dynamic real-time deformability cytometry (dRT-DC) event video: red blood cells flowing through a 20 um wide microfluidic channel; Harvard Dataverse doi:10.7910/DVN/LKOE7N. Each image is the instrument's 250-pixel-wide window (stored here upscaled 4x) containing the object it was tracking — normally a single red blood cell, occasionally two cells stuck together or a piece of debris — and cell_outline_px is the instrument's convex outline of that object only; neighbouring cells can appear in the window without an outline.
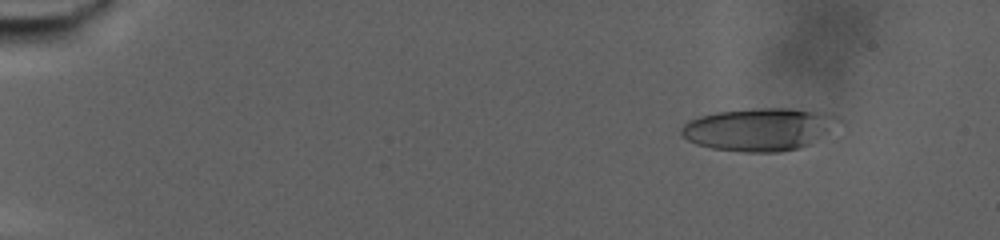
{"species": "human", "species_latin": "Homo sapiens", "temperature_condition": "warm", "stored_images_in_passage": 74, "camera_frame_rate_fps": 3000, "um_per_image_px": 0.085, "donor": {"sex": "male"}, "frame": {"image": 1, "passage_image": 5, "time_ms": 1.333, "image_size_px": [1000, 240], "cell_outline_px": [[840, 120], [812, 144], [800, 148], [780, 152], [744, 152], [712, 148], [696, 144], [688, 140], [680, 132], [680, 128], [688, 120], [700, 116], [716, 112], [760, 108], [788, 108], [824, 112], [836, 116]], "centroid_in_image_um": [64.49, 10.99], "position_along_channel_um": 20.5, "area_um2": 38.9}}
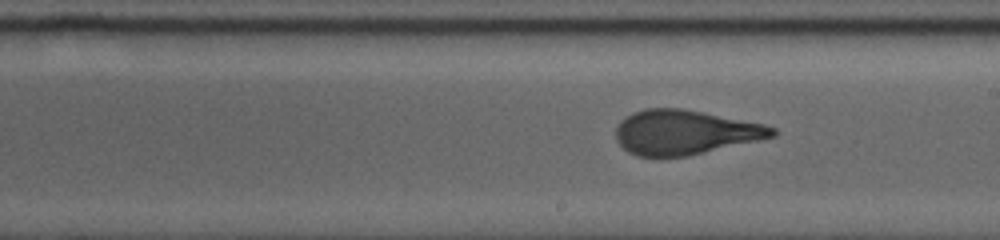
{"frame": {"image": 2, "passage_image": 43, "time_ms": 14.0, "image_size_px": [1000, 240], "cell_outline_px": [[776, 136], [760, 140], [688, 156], [636, 156], [628, 152], [616, 140], [616, 128], [620, 120], [632, 112], [644, 108], [680, 108], [704, 112], [764, 124], [776, 128]], "centroid_in_image_um": [58.21, 11.24], "position_along_channel_um": 230.8, "area_um2": 40.69}}
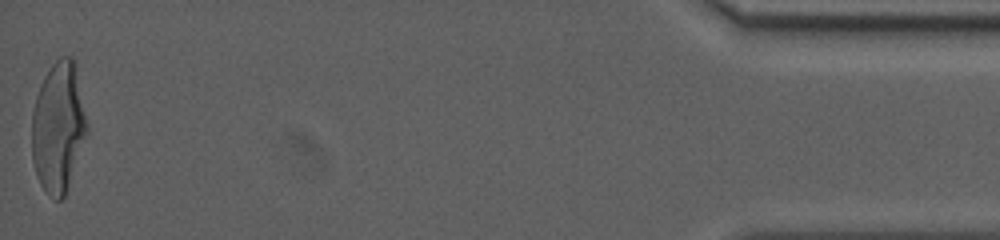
{"frame": {"image": 3, "passage_image": 74, "time_ms": 24.333, "image_size_px": [1000, 240], "cell_outline_px": [[88, 132], [64, 196], [60, 200], [52, 200], [40, 184], [36, 176], [32, 160], [32, 112], [36, 96], [40, 84], [44, 76], [52, 64], [60, 56], [72, 56], [76, 64], [88, 124]], "centroid_in_image_um": [4.96, 10.79], "position_along_channel_um": 430.2, "area_um2": 42.25}, "authors_computed_cell_mechanics": {"area_um2": 40.46, "velocity_mm_per_s": 2.7292, "shape_relaxation_time_tau1_ms": 9.2695, "shape_relaxation_time_tau2_ms": 1.0352, "deformation_change_tau1": 0.2856, "deformation_change_tau2": 0.093}}